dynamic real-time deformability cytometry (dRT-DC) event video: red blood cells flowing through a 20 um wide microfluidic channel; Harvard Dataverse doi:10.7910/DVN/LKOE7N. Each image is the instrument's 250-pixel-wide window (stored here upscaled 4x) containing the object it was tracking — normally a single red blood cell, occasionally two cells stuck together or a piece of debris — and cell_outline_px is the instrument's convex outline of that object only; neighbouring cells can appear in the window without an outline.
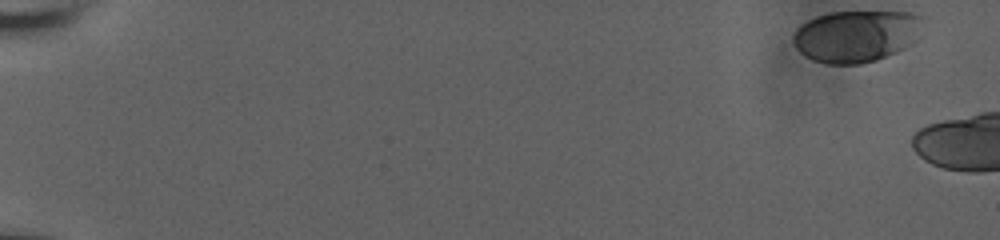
{"species": "human", "species_latin": "Homo sapiens", "temperature_condition": "room temperature", "stored_images_in_passage": 7, "camera_frame_rate_fps": 3000, "um_per_image_px": 0.085, "donor": {"sex": "male"}, "frame": {"image": 1, "passage_image": 1, "time_ms": 0.0, "image_size_px": [1000, 240], "cell_outline_px": [[924, 16], [912, 44], [896, 52], [876, 60], [860, 64], [828, 64], [812, 60], [804, 56], [796, 48], [792, 40], [792, 36], [796, 28], [800, 24], [816, 16], [832, 12], [912, 12]], "centroid_in_image_um": [72.73, 3.06], "position_along_channel_um": 12.3, "area_um2": 39.25}}